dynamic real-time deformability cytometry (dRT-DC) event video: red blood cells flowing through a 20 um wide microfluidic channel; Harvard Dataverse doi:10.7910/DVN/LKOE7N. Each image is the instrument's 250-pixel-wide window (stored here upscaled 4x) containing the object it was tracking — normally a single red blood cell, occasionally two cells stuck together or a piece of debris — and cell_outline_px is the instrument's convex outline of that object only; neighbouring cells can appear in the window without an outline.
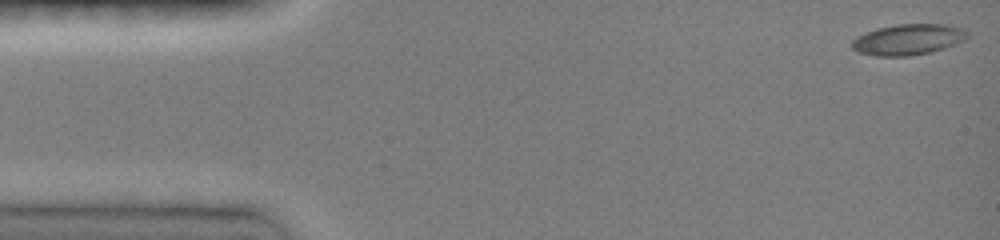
{"species": "common noctule bat (a hibernating species)", "species_latin": "Nyctalus noctula", "temperature_condition": "room temperature", "stored_images_in_passage": 37, "camera_frame_rate_fps": 3000, "um_per_image_px": 0.085, "animal": {"sex": "female", "body_mass_g": 19.0, "forearm_length_mm": 51.5}, "frame": {"image": 1, "passage_image": 1, "time_ms": 0.0, "image_size_px": [1000, 240], "cell_outline_px": [[968, 36], [964, 40], [956, 44], [944, 48], [928, 52], [908, 56], [876, 56], [856, 52], [852, 48], [852, 40], [856, 36], [876, 28], [896, 24], [948, 24], [964, 28], [968, 32]], "centroid_in_image_um": [77.18, 3.35], "position_along_channel_um": 7.8, "area_um2": 20.92}}
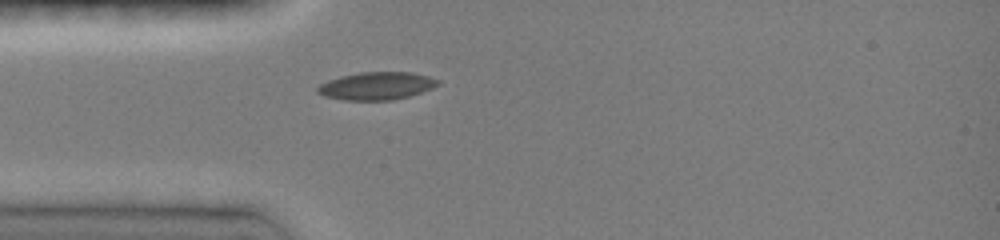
{"frame": {"image": 2, "passage_image": 16, "time_ms": 4.0, "image_size_px": [1000, 240], "cell_outline_px": [[440, 84], [432, 88], [408, 96], [392, 100], [344, 100], [324, 96], [316, 92], [316, 88], [320, 84], [328, 80], [340, 76], [360, 72], [412, 72], [428, 76], [440, 80]], "centroid_in_image_um": [31.99, 7.29], "position_along_channel_um": 53.0, "area_um2": 19.48}}
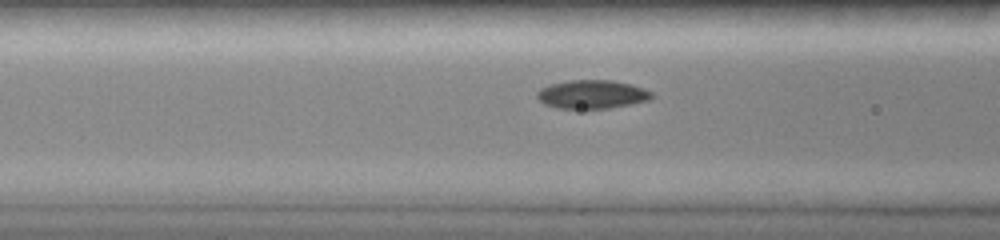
{"frame": {"image": 3, "passage_image": 22, "time_ms": 5.667, "image_size_px": [1000, 240], "cell_outline_px": [[656, 96], [648, 100], [608, 108], [556, 108], [544, 104], [536, 96], [536, 92], [540, 88], [552, 84], [568, 80], [612, 80], [632, 84], [644, 88], [652, 92]], "centroid_in_image_um": [50.33, 8.01], "position_along_channel_um": 116.3, "area_um2": 19.07}}